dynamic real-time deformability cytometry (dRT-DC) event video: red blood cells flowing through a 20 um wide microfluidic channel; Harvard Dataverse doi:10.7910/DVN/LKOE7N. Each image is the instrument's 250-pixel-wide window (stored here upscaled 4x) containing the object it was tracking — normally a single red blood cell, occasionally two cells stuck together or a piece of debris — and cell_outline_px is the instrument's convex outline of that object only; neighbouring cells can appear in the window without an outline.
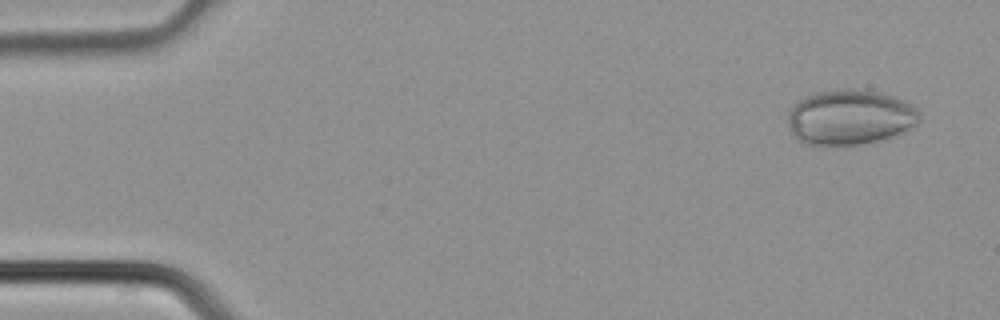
{"species": "common noctule bat (a hibernating species)", "species_latin": "Nyctalus noctula", "temperature_condition": "cold", "stored_images_in_passage": 3, "camera_frame_rate_fps": 3000, "um_per_image_px": 0.085, "animal": {"sex": "male", "body_mass_g": 21.5, "forearm_length_mm": 52.0}, "frame": {"image": 1, "passage_image": 1, "time_ms": 0.0, "image_size_px": [1000, 320], "cell_outline_px": [[920, 120], [912, 128], [904, 132], [880, 140], [860, 144], [804, 144], [792, 132], [788, 124], [788, 112], [800, 100], [812, 92], [844, 88], [884, 92], [904, 100], [916, 108], [920, 112]], "centroid_in_image_um": [72.29, 9.94], "position_along_channel_um": 12.7, "area_um2": 42.31}}